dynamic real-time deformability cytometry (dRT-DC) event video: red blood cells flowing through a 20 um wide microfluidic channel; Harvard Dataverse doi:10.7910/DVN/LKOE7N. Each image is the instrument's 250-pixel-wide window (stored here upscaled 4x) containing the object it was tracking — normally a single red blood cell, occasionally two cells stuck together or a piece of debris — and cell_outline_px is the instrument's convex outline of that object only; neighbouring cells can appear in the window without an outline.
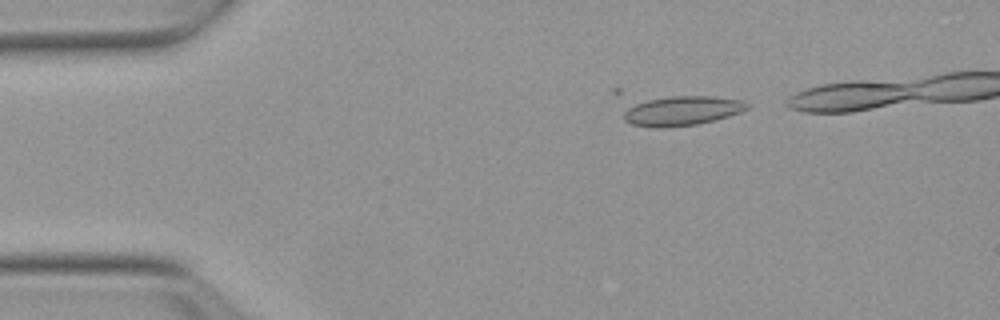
{"species": "Egyptian fruit bat (a non-hibernating species)", "species_latin": "Rousettus aegyptiacus", "temperature_condition": "warm", "stored_images_in_passage": 12, "camera_frame_rate_fps": 3000, "um_per_image_px": 0.085, "animal": {"sex": "female"}, "frame": {"image": 1, "passage_image": 4, "time_ms": 1.0, "image_size_px": [1000, 320], "cell_outline_px": [[748, 108], [740, 112], [728, 116], [696, 124], [660, 128], [632, 124], [624, 120], [624, 112], [628, 108], [636, 104], [648, 100], [672, 96], [712, 96], [744, 100], [748, 104]], "centroid_in_image_um": [58.0, 9.41], "position_along_channel_um": 27.0, "area_um2": 20.81}}
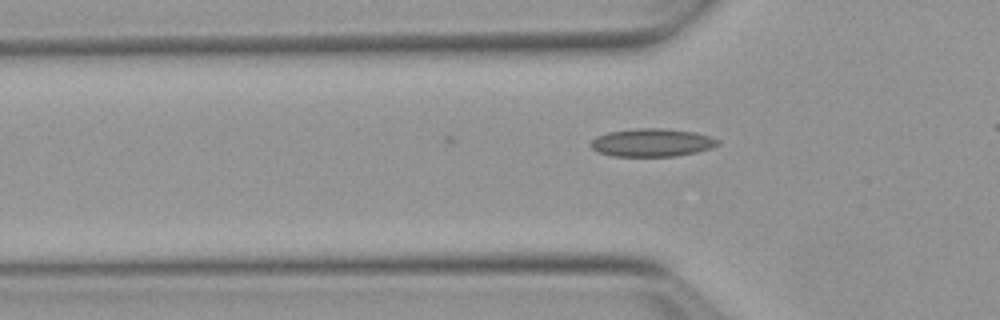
{"frame": {"image": 2, "passage_image": 12, "time_ms": 3.667, "image_size_px": [1000, 320], "cell_outline_px": [[720, 144], [712, 148], [696, 152], [676, 156], [612, 156], [600, 152], [592, 148], [588, 144], [596, 136], [608, 132], [636, 128], [664, 128], [696, 132], [712, 136], [720, 140]], "centroid_in_image_um": [55.45, 12.11], "position_along_channel_um": 70.3, "area_um2": 20.98}}